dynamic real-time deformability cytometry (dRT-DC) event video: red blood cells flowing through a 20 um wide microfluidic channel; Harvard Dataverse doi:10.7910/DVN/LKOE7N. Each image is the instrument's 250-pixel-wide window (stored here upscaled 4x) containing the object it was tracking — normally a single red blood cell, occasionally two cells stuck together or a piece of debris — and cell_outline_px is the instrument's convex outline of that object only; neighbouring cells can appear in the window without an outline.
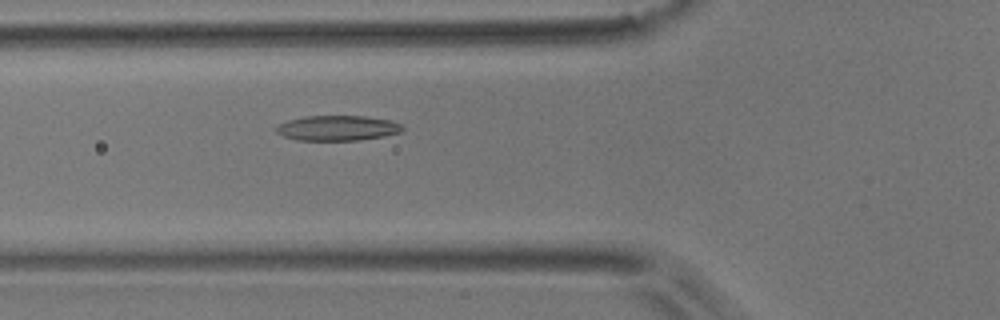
{"species": "common noctule bat (a hibernating species)", "species_latin": "Nyctalus noctula", "temperature_condition": "room temperature", "stored_images_in_passage": 51, "camera_frame_rate_fps": 3000, "um_per_image_px": 0.085, "animal": {"sex": "male", "body_mass_g": 17.9}, "frame": {"image": 1, "passage_image": 17, "time_ms": 5.333, "image_size_px": [1000, 320], "cell_outline_px": [[404, 128], [400, 132], [384, 136], [356, 140], [296, 140], [284, 136], [276, 132], [272, 128], [288, 120], [304, 116], [364, 116], [392, 120], [400, 124]], "centroid_in_image_um": [28.66, 10.88], "position_along_channel_um": 97.1, "area_um2": 18.5}}
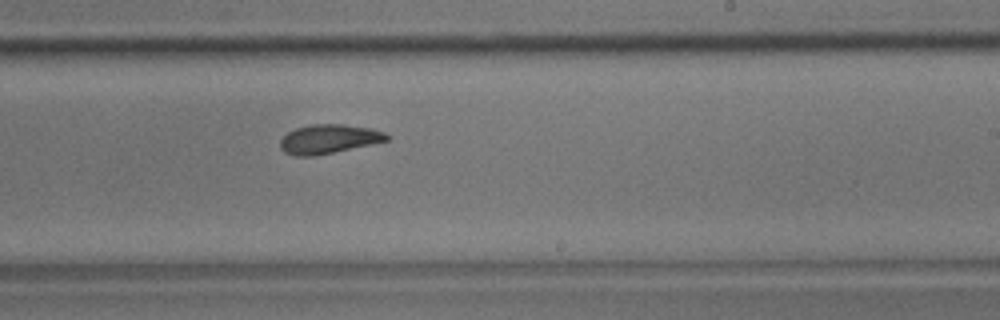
{"frame": {"image": 2, "passage_image": 30, "time_ms": 9.667, "image_size_px": [1000, 320], "cell_outline_px": [[388, 140], [372, 144], [312, 156], [296, 156], [284, 152], [280, 148], [280, 140], [288, 132], [296, 128], [312, 124], [344, 124], [372, 128], [384, 132], [388, 136]], "centroid_in_image_um": [27.93, 11.8], "position_along_channel_um": 261.1, "area_um2": 17.92}}
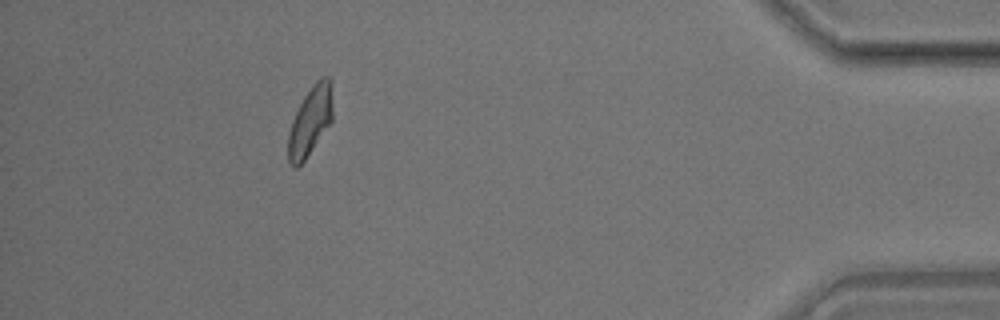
{"frame": {"image": 3, "passage_image": 46, "time_ms": 15.0, "image_size_px": [1000, 320], "cell_outline_px": [[332, 120], [304, 160], [296, 168], [292, 168], [288, 160], [288, 132], [292, 120], [304, 96], [312, 84], [316, 80], [324, 76], [328, 76], [332, 80]], "centroid_in_image_um": [26.37, 10.25], "position_along_channel_um": 408.8, "area_um2": 17.86}, "authors_computed_cell_mechanics": {"area_um2": 18.0914, "velocity_mm_per_s": 3.7782, "shape_relaxation_time_tau1_ms": 5.5303, "shape_relaxation_time_tau2_ms": 4.0675, "deformation_change_tau1": 0.1553, "deformation_change_tau2": 0.1086}}